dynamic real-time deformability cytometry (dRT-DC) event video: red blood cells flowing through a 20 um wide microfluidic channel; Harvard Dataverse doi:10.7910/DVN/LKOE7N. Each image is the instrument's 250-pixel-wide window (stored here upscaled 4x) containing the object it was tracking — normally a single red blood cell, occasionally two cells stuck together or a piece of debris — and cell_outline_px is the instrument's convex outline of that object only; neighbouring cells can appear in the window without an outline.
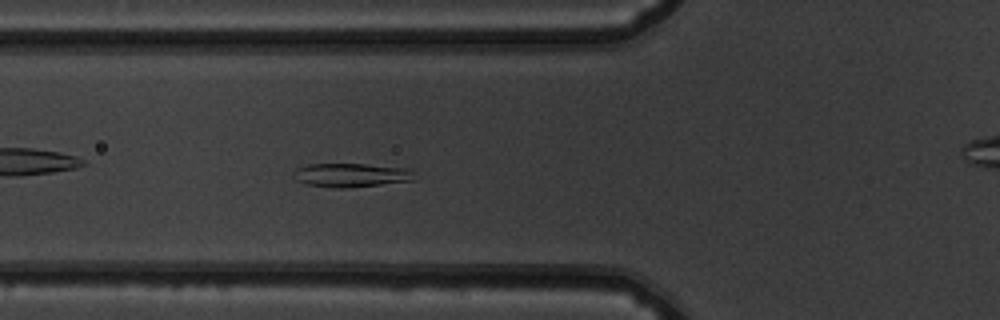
{"species": "common noctule bat (a hibernating species)", "species_latin": "Nyctalus noctula", "temperature_condition": "warm", "stored_images_in_passage": 53, "camera_frame_rate_fps": 3000, "um_per_image_px": 0.085, "animal": {"sex": "male", "body_mass_g": 19.5, "forearm_length_mm": 54.6}, "frame": {"image": 1, "passage_image": 19, "time_ms": 6.0, "image_size_px": [1000, 320], "cell_outline_px": [[416, 180], [348, 188], [336, 188], [304, 184], [296, 180], [292, 176], [292, 172], [296, 168], [308, 164], [364, 164], [412, 168]], "centroid_in_image_um": [29.84, 14.88], "position_along_channel_um": 96.0, "area_um2": 17.11}}
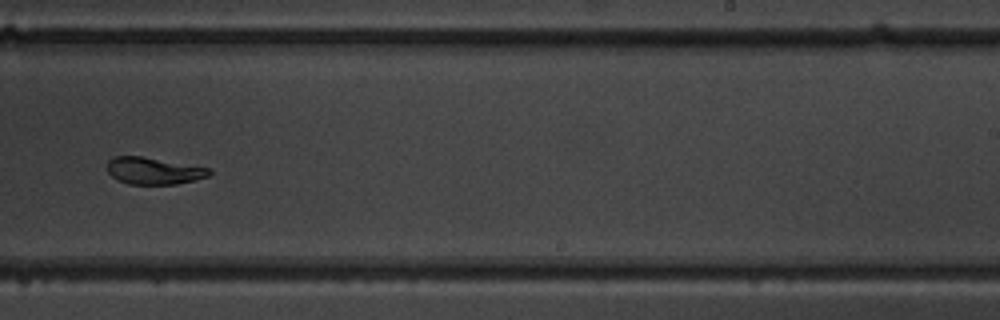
{"frame": {"image": 2, "passage_image": 33, "time_ms": 10.667, "image_size_px": [1000, 320], "cell_outline_px": [[212, 172], [208, 176], [196, 180], [176, 184], [128, 184], [116, 180], [108, 172], [108, 160], [112, 156], [140, 156], [212, 168]], "centroid_in_image_um": [13.07, 14.52], "position_along_channel_um": 275.9, "area_um2": 16.13}}
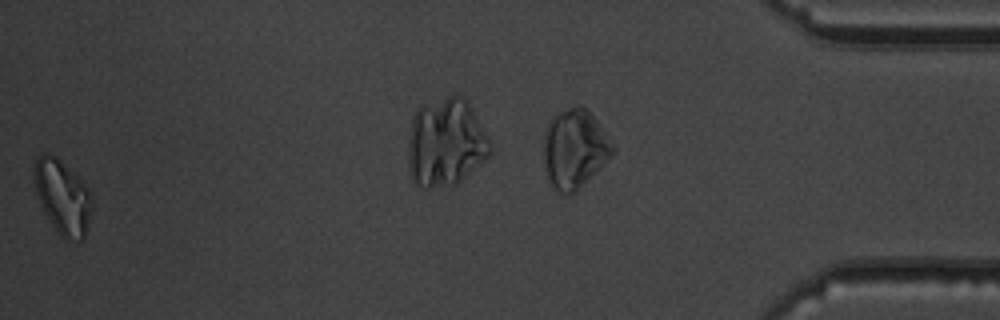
{"frame": {"image": 3, "passage_image": 52, "time_ms": 17.0, "image_size_px": [1000, 320], "cell_outline_px": [[92, 208], [84, 240], [68, 240], [60, 236], [44, 212], [40, 204], [36, 192], [32, 176], [32, 168], [36, 156], [44, 152], [48, 152], [56, 156], [84, 180], [88, 188], [92, 200]], "centroid_in_image_um": [5.3, 16.68], "position_along_channel_um": 429.9, "area_um2": 25.61}, "authors_computed_cell_mechanics": {"area_um2": 19.0162, "velocity_mm_per_s": 3.8657, "shape_relaxation_time_tau1_ms": 3.7515, "shape_relaxation_time_tau2_ms": 3.4085, "deformation_change_tau1": 0.1294, "deformation_change_tau2": 0.0486}}